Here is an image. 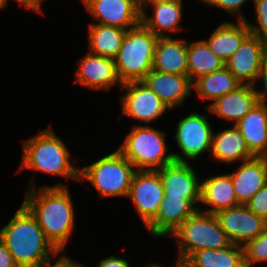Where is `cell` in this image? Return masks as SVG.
Listing matches in <instances>:
<instances>
[{
	"mask_svg": "<svg viewBox=\"0 0 267 267\" xmlns=\"http://www.w3.org/2000/svg\"><path fill=\"white\" fill-rule=\"evenodd\" d=\"M136 168L117 149L80 168V180L89 181L100 198L127 197Z\"/></svg>",
	"mask_w": 267,
	"mask_h": 267,
	"instance_id": "8992f818",
	"label": "cell"
},
{
	"mask_svg": "<svg viewBox=\"0 0 267 267\" xmlns=\"http://www.w3.org/2000/svg\"><path fill=\"white\" fill-rule=\"evenodd\" d=\"M257 80H258V82L262 81L263 88H262V90H258V89H256L255 85H253L254 91L257 94L259 102L267 104V53L263 58L261 68L258 72V76L256 79V83H257Z\"/></svg>",
	"mask_w": 267,
	"mask_h": 267,
	"instance_id": "836d02e7",
	"label": "cell"
},
{
	"mask_svg": "<svg viewBox=\"0 0 267 267\" xmlns=\"http://www.w3.org/2000/svg\"><path fill=\"white\" fill-rule=\"evenodd\" d=\"M0 239L18 267H39L59 252L23 203L11 220L0 229Z\"/></svg>",
	"mask_w": 267,
	"mask_h": 267,
	"instance_id": "7a4b0ae2",
	"label": "cell"
},
{
	"mask_svg": "<svg viewBox=\"0 0 267 267\" xmlns=\"http://www.w3.org/2000/svg\"><path fill=\"white\" fill-rule=\"evenodd\" d=\"M166 135L150 125L132 127L118 150L136 170L157 171L174 162L173 153L168 154Z\"/></svg>",
	"mask_w": 267,
	"mask_h": 267,
	"instance_id": "5b68a950",
	"label": "cell"
},
{
	"mask_svg": "<svg viewBox=\"0 0 267 267\" xmlns=\"http://www.w3.org/2000/svg\"><path fill=\"white\" fill-rule=\"evenodd\" d=\"M96 23L128 30L141 22L140 0H82Z\"/></svg>",
	"mask_w": 267,
	"mask_h": 267,
	"instance_id": "7c38bea8",
	"label": "cell"
},
{
	"mask_svg": "<svg viewBox=\"0 0 267 267\" xmlns=\"http://www.w3.org/2000/svg\"><path fill=\"white\" fill-rule=\"evenodd\" d=\"M245 205L267 221V183Z\"/></svg>",
	"mask_w": 267,
	"mask_h": 267,
	"instance_id": "d6a6232c",
	"label": "cell"
},
{
	"mask_svg": "<svg viewBox=\"0 0 267 267\" xmlns=\"http://www.w3.org/2000/svg\"><path fill=\"white\" fill-rule=\"evenodd\" d=\"M33 181L28 183L23 204L34 215L46 238L58 251H63L75 227L69 186L58 182L37 190Z\"/></svg>",
	"mask_w": 267,
	"mask_h": 267,
	"instance_id": "6da1fadb",
	"label": "cell"
},
{
	"mask_svg": "<svg viewBox=\"0 0 267 267\" xmlns=\"http://www.w3.org/2000/svg\"><path fill=\"white\" fill-rule=\"evenodd\" d=\"M207 117L194 111L178 121L174 138L182 155L173 153L175 161L187 163L211 152L213 129Z\"/></svg>",
	"mask_w": 267,
	"mask_h": 267,
	"instance_id": "ba28073f",
	"label": "cell"
},
{
	"mask_svg": "<svg viewBox=\"0 0 267 267\" xmlns=\"http://www.w3.org/2000/svg\"><path fill=\"white\" fill-rule=\"evenodd\" d=\"M0 267H18L5 243L0 239Z\"/></svg>",
	"mask_w": 267,
	"mask_h": 267,
	"instance_id": "8d00e7d4",
	"label": "cell"
},
{
	"mask_svg": "<svg viewBox=\"0 0 267 267\" xmlns=\"http://www.w3.org/2000/svg\"><path fill=\"white\" fill-rule=\"evenodd\" d=\"M157 39L142 22L126 31L121 48L114 58L122 84L142 81L152 70Z\"/></svg>",
	"mask_w": 267,
	"mask_h": 267,
	"instance_id": "277c9868",
	"label": "cell"
},
{
	"mask_svg": "<svg viewBox=\"0 0 267 267\" xmlns=\"http://www.w3.org/2000/svg\"><path fill=\"white\" fill-rule=\"evenodd\" d=\"M170 236L178 241V257L185 259L202 249L219 250L232 244L216 216L199 210L188 217Z\"/></svg>",
	"mask_w": 267,
	"mask_h": 267,
	"instance_id": "52a82bcc",
	"label": "cell"
},
{
	"mask_svg": "<svg viewBox=\"0 0 267 267\" xmlns=\"http://www.w3.org/2000/svg\"><path fill=\"white\" fill-rule=\"evenodd\" d=\"M200 204L208 209H198L215 214L219 210L240 205L238 203L230 173L209 176L200 180Z\"/></svg>",
	"mask_w": 267,
	"mask_h": 267,
	"instance_id": "44dd1931",
	"label": "cell"
},
{
	"mask_svg": "<svg viewBox=\"0 0 267 267\" xmlns=\"http://www.w3.org/2000/svg\"><path fill=\"white\" fill-rule=\"evenodd\" d=\"M230 175L238 203L245 205L267 183V157L243 161Z\"/></svg>",
	"mask_w": 267,
	"mask_h": 267,
	"instance_id": "ffe728a7",
	"label": "cell"
},
{
	"mask_svg": "<svg viewBox=\"0 0 267 267\" xmlns=\"http://www.w3.org/2000/svg\"><path fill=\"white\" fill-rule=\"evenodd\" d=\"M60 253H62V251H59L54 257L43 262L39 267H85L82 263L72 260V258L65 254L63 256L59 255ZM58 255L59 258L52 265V259H56Z\"/></svg>",
	"mask_w": 267,
	"mask_h": 267,
	"instance_id": "e575fe53",
	"label": "cell"
},
{
	"mask_svg": "<svg viewBox=\"0 0 267 267\" xmlns=\"http://www.w3.org/2000/svg\"><path fill=\"white\" fill-rule=\"evenodd\" d=\"M23 142L22 162L19 172L32 169L37 172L80 180V167L71 163L68 146L56 135L52 127L41 129Z\"/></svg>",
	"mask_w": 267,
	"mask_h": 267,
	"instance_id": "3957f363",
	"label": "cell"
},
{
	"mask_svg": "<svg viewBox=\"0 0 267 267\" xmlns=\"http://www.w3.org/2000/svg\"><path fill=\"white\" fill-rule=\"evenodd\" d=\"M88 26L89 53L114 59L127 30L95 22L89 23Z\"/></svg>",
	"mask_w": 267,
	"mask_h": 267,
	"instance_id": "484cf974",
	"label": "cell"
},
{
	"mask_svg": "<svg viewBox=\"0 0 267 267\" xmlns=\"http://www.w3.org/2000/svg\"><path fill=\"white\" fill-rule=\"evenodd\" d=\"M97 267H130V264L123 257L112 255L102 259Z\"/></svg>",
	"mask_w": 267,
	"mask_h": 267,
	"instance_id": "d590c367",
	"label": "cell"
},
{
	"mask_svg": "<svg viewBox=\"0 0 267 267\" xmlns=\"http://www.w3.org/2000/svg\"><path fill=\"white\" fill-rule=\"evenodd\" d=\"M165 195L200 198V179L189 162L174 161L157 170Z\"/></svg>",
	"mask_w": 267,
	"mask_h": 267,
	"instance_id": "ac0fdd59",
	"label": "cell"
},
{
	"mask_svg": "<svg viewBox=\"0 0 267 267\" xmlns=\"http://www.w3.org/2000/svg\"><path fill=\"white\" fill-rule=\"evenodd\" d=\"M226 21L219 24L210 34L208 39H204L210 50L222 61L226 62L239 48L243 40L251 33L245 21Z\"/></svg>",
	"mask_w": 267,
	"mask_h": 267,
	"instance_id": "d4e9b609",
	"label": "cell"
},
{
	"mask_svg": "<svg viewBox=\"0 0 267 267\" xmlns=\"http://www.w3.org/2000/svg\"><path fill=\"white\" fill-rule=\"evenodd\" d=\"M165 195L158 171L137 170L128 196L145 227L155 218Z\"/></svg>",
	"mask_w": 267,
	"mask_h": 267,
	"instance_id": "30bf717a",
	"label": "cell"
},
{
	"mask_svg": "<svg viewBox=\"0 0 267 267\" xmlns=\"http://www.w3.org/2000/svg\"><path fill=\"white\" fill-rule=\"evenodd\" d=\"M210 156L216 162L232 163L243 162L256 157L236 125L220 132L213 133Z\"/></svg>",
	"mask_w": 267,
	"mask_h": 267,
	"instance_id": "603a6c76",
	"label": "cell"
},
{
	"mask_svg": "<svg viewBox=\"0 0 267 267\" xmlns=\"http://www.w3.org/2000/svg\"><path fill=\"white\" fill-rule=\"evenodd\" d=\"M255 8V24L245 20L251 34L267 42V0H253Z\"/></svg>",
	"mask_w": 267,
	"mask_h": 267,
	"instance_id": "4dcf8cb0",
	"label": "cell"
},
{
	"mask_svg": "<svg viewBox=\"0 0 267 267\" xmlns=\"http://www.w3.org/2000/svg\"><path fill=\"white\" fill-rule=\"evenodd\" d=\"M121 88L125 94L119 96L122 112L119 120L120 116H128L149 125L150 122L162 117L167 110L170 111L157 94L142 81L125 83Z\"/></svg>",
	"mask_w": 267,
	"mask_h": 267,
	"instance_id": "9c48e42d",
	"label": "cell"
},
{
	"mask_svg": "<svg viewBox=\"0 0 267 267\" xmlns=\"http://www.w3.org/2000/svg\"><path fill=\"white\" fill-rule=\"evenodd\" d=\"M267 53V42L249 34L225 62V67L241 84L254 85Z\"/></svg>",
	"mask_w": 267,
	"mask_h": 267,
	"instance_id": "4fadbf2b",
	"label": "cell"
},
{
	"mask_svg": "<svg viewBox=\"0 0 267 267\" xmlns=\"http://www.w3.org/2000/svg\"><path fill=\"white\" fill-rule=\"evenodd\" d=\"M187 260L192 267H245L243 246L235 244L219 250L202 249Z\"/></svg>",
	"mask_w": 267,
	"mask_h": 267,
	"instance_id": "83f0119b",
	"label": "cell"
},
{
	"mask_svg": "<svg viewBox=\"0 0 267 267\" xmlns=\"http://www.w3.org/2000/svg\"><path fill=\"white\" fill-rule=\"evenodd\" d=\"M4 9V0H0V10Z\"/></svg>",
	"mask_w": 267,
	"mask_h": 267,
	"instance_id": "b9f144b4",
	"label": "cell"
},
{
	"mask_svg": "<svg viewBox=\"0 0 267 267\" xmlns=\"http://www.w3.org/2000/svg\"><path fill=\"white\" fill-rule=\"evenodd\" d=\"M199 202L200 198L164 195L157 215L146 226L147 230L155 237L169 236L200 208Z\"/></svg>",
	"mask_w": 267,
	"mask_h": 267,
	"instance_id": "5bb4252c",
	"label": "cell"
},
{
	"mask_svg": "<svg viewBox=\"0 0 267 267\" xmlns=\"http://www.w3.org/2000/svg\"><path fill=\"white\" fill-rule=\"evenodd\" d=\"M173 267H192V265L187 259L178 257Z\"/></svg>",
	"mask_w": 267,
	"mask_h": 267,
	"instance_id": "f35d334b",
	"label": "cell"
},
{
	"mask_svg": "<svg viewBox=\"0 0 267 267\" xmlns=\"http://www.w3.org/2000/svg\"><path fill=\"white\" fill-rule=\"evenodd\" d=\"M183 1L171 2H140L141 22L157 37H171L168 32L178 33L183 17ZM152 6V16L145 10ZM146 8V9H145Z\"/></svg>",
	"mask_w": 267,
	"mask_h": 267,
	"instance_id": "e0dca14e",
	"label": "cell"
},
{
	"mask_svg": "<svg viewBox=\"0 0 267 267\" xmlns=\"http://www.w3.org/2000/svg\"><path fill=\"white\" fill-rule=\"evenodd\" d=\"M171 1H179V0H140V2H171Z\"/></svg>",
	"mask_w": 267,
	"mask_h": 267,
	"instance_id": "ab89813d",
	"label": "cell"
},
{
	"mask_svg": "<svg viewBox=\"0 0 267 267\" xmlns=\"http://www.w3.org/2000/svg\"><path fill=\"white\" fill-rule=\"evenodd\" d=\"M9 0H4V8L7 7ZM17 1L20 5H23L25 8L28 10H32L33 12L36 13H42V2L44 0H15Z\"/></svg>",
	"mask_w": 267,
	"mask_h": 267,
	"instance_id": "74e56055",
	"label": "cell"
},
{
	"mask_svg": "<svg viewBox=\"0 0 267 267\" xmlns=\"http://www.w3.org/2000/svg\"><path fill=\"white\" fill-rule=\"evenodd\" d=\"M247 1L248 0H205L203 4L223 9L231 15L238 16L237 20L245 21L246 18L242 15L243 13H241V8Z\"/></svg>",
	"mask_w": 267,
	"mask_h": 267,
	"instance_id": "1f68e13d",
	"label": "cell"
},
{
	"mask_svg": "<svg viewBox=\"0 0 267 267\" xmlns=\"http://www.w3.org/2000/svg\"><path fill=\"white\" fill-rule=\"evenodd\" d=\"M245 267L267 262V226L255 239L243 246Z\"/></svg>",
	"mask_w": 267,
	"mask_h": 267,
	"instance_id": "f546056e",
	"label": "cell"
},
{
	"mask_svg": "<svg viewBox=\"0 0 267 267\" xmlns=\"http://www.w3.org/2000/svg\"><path fill=\"white\" fill-rule=\"evenodd\" d=\"M214 215L231 243L235 245L244 246L259 236L267 226L263 217L256 215L243 204L219 210Z\"/></svg>",
	"mask_w": 267,
	"mask_h": 267,
	"instance_id": "8fae6325",
	"label": "cell"
},
{
	"mask_svg": "<svg viewBox=\"0 0 267 267\" xmlns=\"http://www.w3.org/2000/svg\"><path fill=\"white\" fill-rule=\"evenodd\" d=\"M75 83L90 90H109L113 85L122 87L113 58L87 52L78 62Z\"/></svg>",
	"mask_w": 267,
	"mask_h": 267,
	"instance_id": "9a60e30c",
	"label": "cell"
},
{
	"mask_svg": "<svg viewBox=\"0 0 267 267\" xmlns=\"http://www.w3.org/2000/svg\"><path fill=\"white\" fill-rule=\"evenodd\" d=\"M142 82L170 109L182 105L192 93V81L188 76L161 73L152 69Z\"/></svg>",
	"mask_w": 267,
	"mask_h": 267,
	"instance_id": "2e32d148",
	"label": "cell"
},
{
	"mask_svg": "<svg viewBox=\"0 0 267 267\" xmlns=\"http://www.w3.org/2000/svg\"><path fill=\"white\" fill-rule=\"evenodd\" d=\"M187 57L188 77L192 82L202 75L213 73L225 67V62L210 50L203 39L188 42Z\"/></svg>",
	"mask_w": 267,
	"mask_h": 267,
	"instance_id": "f1b7e54d",
	"label": "cell"
},
{
	"mask_svg": "<svg viewBox=\"0 0 267 267\" xmlns=\"http://www.w3.org/2000/svg\"><path fill=\"white\" fill-rule=\"evenodd\" d=\"M188 41L174 37H158L152 69L167 74L188 76Z\"/></svg>",
	"mask_w": 267,
	"mask_h": 267,
	"instance_id": "7402d4cb",
	"label": "cell"
},
{
	"mask_svg": "<svg viewBox=\"0 0 267 267\" xmlns=\"http://www.w3.org/2000/svg\"><path fill=\"white\" fill-rule=\"evenodd\" d=\"M259 102L253 85L241 84L235 90L207 105L211 114L236 125Z\"/></svg>",
	"mask_w": 267,
	"mask_h": 267,
	"instance_id": "d6986e66",
	"label": "cell"
},
{
	"mask_svg": "<svg viewBox=\"0 0 267 267\" xmlns=\"http://www.w3.org/2000/svg\"><path fill=\"white\" fill-rule=\"evenodd\" d=\"M249 150L267 157V104L258 102L237 124Z\"/></svg>",
	"mask_w": 267,
	"mask_h": 267,
	"instance_id": "cb8c5ba5",
	"label": "cell"
},
{
	"mask_svg": "<svg viewBox=\"0 0 267 267\" xmlns=\"http://www.w3.org/2000/svg\"><path fill=\"white\" fill-rule=\"evenodd\" d=\"M145 267H163V266L158 264H149L148 266L146 265Z\"/></svg>",
	"mask_w": 267,
	"mask_h": 267,
	"instance_id": "60d3db41",
	"label": "cell"
},
{
	"mask_svg": "<svg viewBox=\"0 0 267 267\" xmlns=\"http://www.w3.org/2000/svg\"><path fill=\"white\" fill-rule=\"evenodd\" d=\"M241 83L224 67L213 73L198 77L192 82V89L202 100H211V103L223 95L235 90Z\"/></svg>",
	"mask_w": 267,
	"mask_h": 267,
	"instance_id": "4316f807",
	"label": "cell"
}]
</instances>
